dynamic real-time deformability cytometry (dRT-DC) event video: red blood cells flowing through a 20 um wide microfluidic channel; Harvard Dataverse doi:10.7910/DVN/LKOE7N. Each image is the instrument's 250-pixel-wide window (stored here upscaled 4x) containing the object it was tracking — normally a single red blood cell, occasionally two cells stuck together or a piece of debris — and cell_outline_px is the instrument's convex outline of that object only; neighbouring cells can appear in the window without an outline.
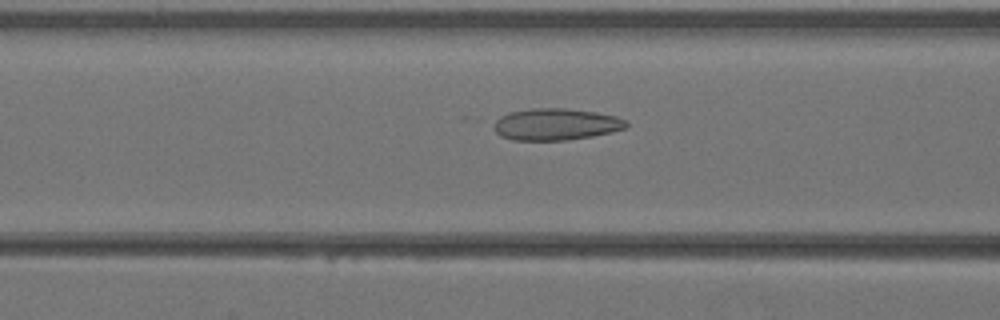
{"species": "Egyptian fruit bat (a non-hibernating species)", "species_latin": "Rousettus aegyptiacus", "temperature_condition": "warm", "stored_images_in_passage": 41, "camera_frame_rate_fps": 3000, "um_per_image_px": 0.085, "animal": {"sex": "female"}, "frame": {"image": 1, "passage_image": 17, "time_ms": 5.333, "image_size_px": [1000, 320], "cell_outline_px": [[628, 124], [624, 128], [612, 132], [592, 136], [568, 140], [512, 140], [500, 136], [496, 132], [492, 120], [508, 112], [532, 108], [564, 108], [596, 112], [616, 116], [628, 120]], "centroid_in_image_um": [47.22, 10.56], "position_along_channel_um": 119.4, "area_um2": 24.74}}
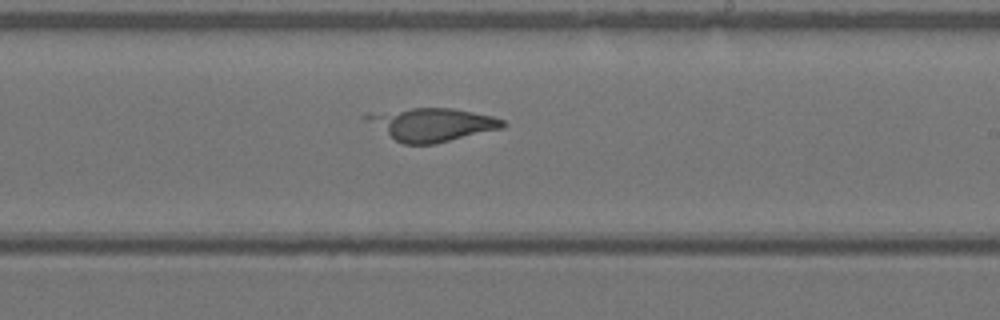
{"frame": {"image": 2, "passage_image": 25, "time_ms": 8.0, "image_size_px": [1000, 320], "cell_outline_px": [[508, 124], [504, 128], [436, 144], [404, 144], [396, 140], [360, 116], [368, 112], [412, 108], [452, 108], [492, 116], [504, 120]], "centroid_in_image_um": [36.74, 10.57], "position_along_channel_um": 252.3, "area_um2": 26.36}}
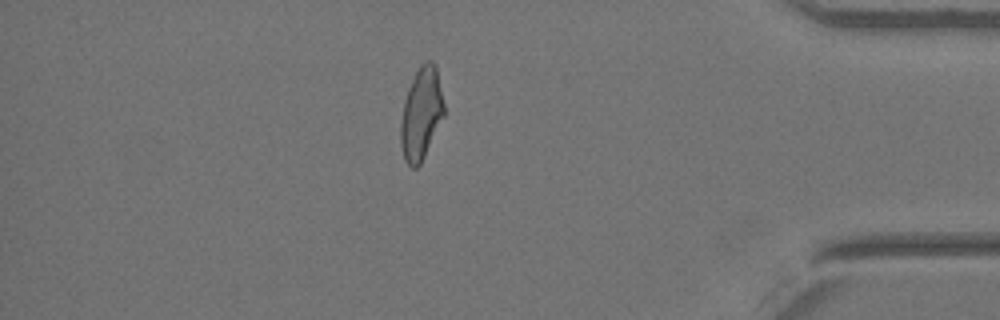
{"frame": {"image": 3, "passage_image": 36, "time_ms": 11.667, "image_size_px": [1000, 320], "cell_outline_px": [[444, 116], [420, 164], [416, 168], [412, 168], [404, 160], [400, 144], [400, 124], [404, 100], [408, 88], [420, 64], [424, 60], [432, 60], [436, 64], [444, 104]], "centroid_in_image_um": [35.8, 9.64], "position_along_channel_um": 399.4, "area_um2": 23.35}}